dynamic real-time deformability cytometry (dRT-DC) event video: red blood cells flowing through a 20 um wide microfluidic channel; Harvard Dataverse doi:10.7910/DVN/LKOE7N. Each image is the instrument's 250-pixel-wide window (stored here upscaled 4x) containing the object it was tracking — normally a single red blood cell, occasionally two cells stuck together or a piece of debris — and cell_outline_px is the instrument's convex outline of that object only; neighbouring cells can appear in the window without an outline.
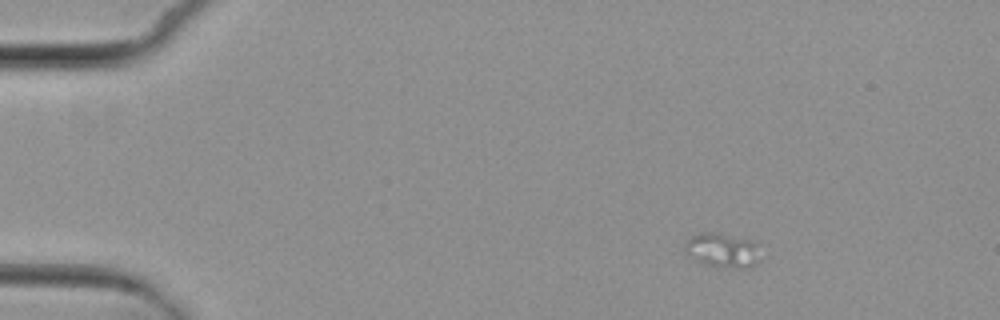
{"species": "common noctule bat (a hibernating species)", "species_latin": "Nyctalus noctula", "temperature_condition": "cold", "stored_images_in_passage": 5, "camera_frame_rate_fps": 3000, "um_per_image_px": 0.085, "animal": {"sex": "female", "body_mass_g": 29.2, "forearm_length_mm": 56.3}, "frame": {"image": 1, "passage_image": 2, "time_ms": 1.0, "image_size_px": [1000, 320], "cell_outline_px": [[760, 260], [756, 264], [744, 268], [732, 268], [708, 264], [688, 256], [684, 252], [684, 244], [692, 236], [700, 232], [720, 232], [752, 240], [756, 244]], "centroid_in_image_um": [61.4, 21.24], "position_along_channel_um": 23.6, "area_um2": 15.14}}